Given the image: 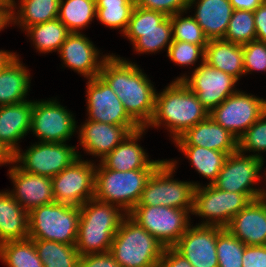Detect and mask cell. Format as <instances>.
Masks as SVG:
<instances>
[{"instance_id":"cell-1","label":"cell","mask_w":266,"mask_h":267,"mask_svg":"<svg viewBox=\"0 0 266 267\" xmlns=\"http://www.w3.org/2000/svg\"><path fill=\"white\" fill-rule=\"evenodd\" d=\"M99 76L116 93L128 115L146 128L154 115L156 90L142 69L112 54L104 60Z\"/></svg>"},{"instance_id":"cell-2","label":"cell","mask_w":266,"mask_h":267,"mask_svg":"<svg viewBox=\"0 0 266 267\" xmlns=\"http://www.w3.org/2000/svg\"><path fill=\"white\" fill-rule=\"evenodd\" d=\"M209 111L182 80L172 81L155 95V111L146 128L165 125L175 141L188 129L206 120Z\"/></svg>"},{"instance_id":"cell-3","label":"cell","mask_w":266,"mask_h":267,"mask_svg":"<svg viewBox=\"0 0 266 267\" xmlns=\"http://www.w3.org/2000/svg\"><path fill=\"white\" fill-rule=\"evenodd\" d=\"M127 213L118 206L92 198L80 206L75 247L80 254L109 252L115 234Z\"/></svg>"},{"instance_id":"cell-4","label":"cell","mask_w":266,"mask_h":267,"mask_svg":"<svg viewBox=\"0 0 266 267\" xmlns=\"http://www.w3.org/2000/svg\"><path fill=\"white\" fill-rule=\"evenodd\" d=\"M164 249V245L127 215L109 252L121 267H159Z\"/></svg>"},{"instance_id":"cell-5","label":"cell","mask_w":266,"mask_h":267,"mask_svg":"<svg viewBox=\"0 0 266 267\" xmlns=\"http://www.w3.org/2000/svg\"><path fill=\"white\" fill-rule=\"evenodd\" d=\"M155 169L117 171L101 162L95 168L94 198L118 206L127 214L138 204L145 184Z\"/></svg>"},{"instance_id":"cell-6","label":"cell","mask_w":266,"mask_h":267,"mask_svg":"<svg viewBox=\"0 0 266 267\" xmlns=\"http://www.w3.org/2000/svg\"><path fill=\"white\" fill-rule=\"evenodd\" d=\"M176 160H164L148 178L137 205L166 206L193 210L195 187L197 182L178 181L173 177Z\"/></svg>"},{"instance_id":"cell-7","label":"cell","mask_w":266,"mask_h":267,"mask_svg":"<svg viewBox=\"0 0 266 267\" xmlns=\"http://www.w3.org/2000/svg\"><path fill=\"white\" fill-rule=\"evenodd\" d=\"M80 207L53 202L28 212L30 239L75 245Z\"/></svg>"},{"instance_id":"cell-8","label":"cell","mask_w":266,"mask_h":267,"mask_svg":"<svg viewBox=\"0 0 266 267\" xmlns=\"http://www.w3.org/2000/svg\"><path fill=\"white\" fill-rule=\"evenodd\" d=\"M258 193H236L222 191L212 184L195 187L193 215L205 218L201 225L226 228L231 219L251 201Z\"/></svg>"},{"instance_id":"cell-9","label":"cell","mask_w":266,"mask_h":267,"mask_svg":"<svg viewBox=\"0 0 266 267\" xmlns=\"http://www.w3.org/2000/svg\"><path fill=\"white\" fill-rule=\"evenodd\" d=\"M123 36L132 42L139 54L155 53L164 48L168 51L173 41L170 16L135 5Z\"/></svg>"},{"instance_id":"cell-10","label":"cell","mask_w":266,"mask_h":267,"mask_svg":"<svg viewBox=\"0 0 266 267\" xmlns=\"http://www.w3.org/2000/svg\"><path fill=\"white\" fill-rule=\"evenodd\" d=\"M190 213L166 206L136 205L127 215L165 247H173L190 226Z\"/></svg>"},{"instance_id":"cell-11","label":"cell","mask_w":266,"mask_h":267,"mask_svg":"<svg viewBox=\"0 0 266 267\" xmlns=\"http://www.w3.org/2000/svg\"><path fill=\"white\" fill-rule=\"evenodd\" d=\"M75 148L68 146L66 142L38 141L25 152L21 149L15 152L14 163H19L17 166L27 173L53 178L76 159L81 158Z\"/></svg>"},{"instance_id":"cell-12","label":"cell","mask_w":266,"mask_h":267,"mask_svg":"<svg viewBox=\"0 0 266 267\" xmlns=\"http://www.w3.org/2000/svg\"><path fill=\"white\" fill-rule=\"evenodd\" d=\"M266 112V99L240 90L228 96L209 116L239 139Z\"/></svg>"},{"instance_id":"cell-13","label":"cell","mask_w":266,"mask_h":267,"mask_svg":"<svg viewBox=\"0 0 266 267\" xmlns=\"http://www.w3.org/2000/svg\"><path fill=\"white\" fill-rule=\"evenodd\" d=\"M95 168V163L78 158L51 178L55 202L80 207L94 198Z\"/></svg>"},{"instance_id":"cell-14","label":"cell","mask_w":266,"mask_h":267,"mask_svg":"<svg viewBox=\"0 0 266 267\" xmlns=\"http://www.w3.org/2000/svg\"><path fill=\"white\" fill-rule=\"evenodd\" d=\"M55 100L33 102L30 131L40 142H66L76 131V121L71 111Z\"/></svg>"},{"instance_id":"cell-15","label":"cell","mask_w":266,"mask_h":267,"mask_svg":"<svg viewBox=\"0 0 266 267\" xmlns=\"http://www.w3.org/2000/svg\"><path fill=\"white\" fill-rule=\"evenodd\" d=\"M175 80H182L197 95L209 113L228 96L238 91L234 89L238 82L236 78L205 62L199 64L191 76L182 75Z\"/></svg>"},{"instance_id":"cell-16","label":"cell","mask_w":266,"mask_h":267,"mask_svg":"<svg viewBox=\"0 0 266 267\" xmlns=\"http://www.w3.org/2000/svg\"><path fill=\"white\" fill-rule=\"evenodd\" d=\"M257 155H245L239 151L229 154L212 185L222 191L259 193L260 188H253V185L262 179L260 172L264 159L258 158Z\"/></svg>"},{"instance_id":"cell-17","label":"cell","mask_w":266,"mask_h":267,"mask_svg":"<svg viewBox=\"0 0 266 267\" xmlns=\"http://www.w3.org/2000/svg\"><path fill=\"white\" fill-rule=\"evenodd\" d=\"M88 119L119 126H139L127 113L110 86L100 77L87 81Z\"/></svg>"},{"instance_id":"cell-18","label":"cell","mask_w":266,"mask_h":267,"mask_svg":"<svg viewBox=\"0 0 266 267\" xmlns=\"http://www.w3.org/2000/svg\"><path fill=\"white\" fill-rule=\"evenodd\" d=\"M217 226H190L173 246L193 267H218Z\"/></svg>"},{"instance_id":"cell-19","label":"cell","mask_w":266,"mask_h":267,"mask_svg":"<svg viewBox=\"0 0 266 267\" xmlns=\"http://www.w3.org/2000/svg\"><path fill=\"white\" fill-rule=\"evenodd\" d=\"M81 33H70L58 54L66 67H70L88 80L99 76L101 66L108 55H102L100 58V51Z\"/></svg>"},{"instance_id":"cell-20","label":"cell","mask_w":266,"mask_h":267,"mask_svg":"<svg viewBox=\"0 0 266 267\" xmlns=\"http://www.w3.org/2000/svg\"><path fill=\"white\" fill-rule=\"evenodd\" d=\"M14 164L8 172L14 188L9 193L27 212L55 202L50 177L27 173Z\"/></svg>"},{"instance_id":"cell-21","label":"cell","mask_w":266,"mask_h":267,"mask_svg":"<svg viewBox=\"0 0 266 267\" xmlns=\"http://www.w3.org/2000/svg\"><path fill=\"white\" fill-rule=\"evenodd\" d=\"M140 128V126H119L85 120L78 129L80 145L86 153L98 156L101 161L131 132Z\"/></svg>"},{"instance_id":"cell-22","label":"cell","mask_w":266,"mask_h":267,"mask_svg":"<svg viewBox=\"0 0 266 267\" xmlns=\"http://www.w3.org/2000/svg\"><path fill=\"white\" fill-rule=\"evenodd\" d=\"M146 128L131 132L101 162L107 169L131 171L137 169H156L164 160H149L147 153L137 143Z\"/></svg>"},{"instance_id":"cell-23","label":"cell","mask_w":266,"mask_h":267,"mask_svg":"<svg viewBox=\"0 0 266 267\" xmlns=\"http://www.w3.org/2000/svg\"><path fill=\"white\" fill-rule=\"evenodd\" d=\"M174 143L201 146L225 152L228 155L238 151V139L210 116L188 129Z\"/></svg>"},{"instance_id":"cell-24","label":"cell","mask_w":266,"mask_h":267,"mask_svg":"<svg viewBox=\"0 0 266 267\" xmlns=\"http://www.w3.org/2000/svg\"><path fill=\"white\" fill-rule=\"evenodd\" d=\"M226 229L248 246L266 245V204L251 201L230 221Z\"/></svg>"},{"instance_id":"cell-25","label":"cell","mask_w":266,"mask_h":267,"mask_svg":"<svg viewBox=\"0 0 266 267\" xmlns=\"http://www.w3.org/2000/svg\"><path fill=\"white\" fill-rule=\"evenodd\" d=\"M33 102L0 106V142L13 153L20 149L18 141L30 132Z\"/></svg>"},{"instance_id":"cell-26","label":"cell","mask_w":266,"mask_h":267,"mask_svg":"<svg viewBox=\"0 0 266 267\" xmlns=\"http://www.w3.org/2000/svg\"><path fill=\"white\" fill-rule=\"evenodd\" d=\"M194 4L197 8L193 17L202 28L208 40L223 39L233 13V7L230 1L189 0L187 10L193 8Z\"/></svg>"},{"instance_id":"cell-27","label":"cell","mask_w":266,"mask_h":267,"mask_svg":"<svg viewBox=\"0 0 266 267\" xmlns=\"http://www.w3.org/2000/svg\"><path fill=\"white\" fill-rule=\"evenodd\" d=\"M15 55L0 68V106L27 101L30 72Z\"/></svg>"},{"instance_id":"cell-28","label":"cell","mask_w":266,"mask_h":267,"mask_svg":"<svg viewBox=\"0 0 266 267\" xmlns=\"http://www.w3.org/2000/svg\"><path fill=\"white\" fill-rule=\"evenodd\" d=\"M28 212L12 197L8 190L0 191V244L27 239Z\"/></svg>"},{"instance_id":"cell-29","label":"cell","mask_w":266,"mask_h":267,"mask_svg":"<svg viewBox=\"0 0 266 267\" xmlns=\"http://www.w3.org/2000/svg\"><path fill=\"white\" fill-rule=\"evenodd\" d=\"M204 62L237 80L244 73L242 45L223 39H210L205 48Z\"/></svg>"},{"instance_id":"cell-30","label":"cell","mask_w":266,"mask_h":267,"mask_svg":"<svg viewBox=\"0 0 266 267\" xmlns=\"http://www.w3.org/2000/svg\"><path fill=\"white\" fill-rule=\"evenodd\" d=\"M59 3L60 0H20L17 8L14 1L11 24L23 27L25 31L33 25L54 20L58 18Z\"/></svg>"},{"instance_id":"cell-31","label":"cell","mask_w":266,"mask_h":267,"mask_svg":"<svg viewBox=\"0 0 266 267\" xmlns=\"http://www.w3.org/2000/svg\"><path fill=\"white\" fill-rule=\"evenodd\" d=\"M179 150L184 153L186 158L193 164L192 166L203 177L210 180L208 184H212L220 170L222 169L228 154L218 150H212L195 145H176Z\"/></svg>"},{"instance_id":"cell-32","label":"cell","mask_w":266,"mask_h":267,"mask_svg":"<svg viewBox=\"0 0 266 267\" xmlns=\"http://www.w3.org/2000/svg\"><path fill=\"white\" fill-rule=\"evenodd\" d=\"M25 31L32 40L34 48L44 54L52 51L59 52L61 45L71 33L58 18L33 25Z\"/></svg>"},{"instance_id":"cell-33","label":"cell","mask_w":266,"mask_h":267,"mask_svg":"<svg viewBox=\"0 0 266 267\" xmlns=\"http://www.w3.org/2000/svg\"><path fill=\"white\" fill-rule=\"evenodd\" d=\"M96 11V0H60L58 19L71 33H80L94 20Z\"/></svg>"},{"instance_id":"cell-34","label":"cell","mask_w":266,"mask_h":267,"mask_svg":"<svg viewBox=\"0 0 266 267\" xmlns=\"http://www.w3.org/2000/svg\"><path fill=\"white\" fill-rule=\"evenodd\" d=\"M44 267H78L80 254L75 245L32 239Z\"/></svg>"},{"instance_id":"cell-35","label":"cell","mask_w":266,"mask_h":267,"mask_svg":"<svg viewBox=\"0 0 266 267\" xmlns=\"http://www.w3.org/2000/svg\"><path fill=\"white\" fill-rule=\"evenodd\" d=\"M0 259L8 267H44L30 238L0 244Z\"/></svg>"},{"instance_id":"cell-36","label":"cell","mask_w":266,"mask_h":267,"mask_svg":"<svg viewBox=\"0 0 266 267\" xmlns=\"http://www.w3.org/2000/svg\"><path fill=\"white\" fill-rule=\"evenodd\" d=\"M134 7V0H96V18L111 29L120 28L124 34Z\"/></svg>"},{"instance_id":"cell-37","label":"cell","mask_w":266,"mask_h":267,"mask_svg":"<svg viewBox=\"0 0 266 267\" xmlns=\"http://www.w3.org/2000/svg\"><path fill=\"white\" fill-rule=\"evenodd\" d=\"M245 244L226 228L217 226L216 253L218 267H242Z\"/></svg>"},{"instance_id":"cell-38","label":"cell","mask_w":266,"mask_h":267,"mask_svg":"<svg viewBox=\"0 0 266 267\" xmlns=\"http://www.w3.org/2000/svg\"><path fill=\"white\" fill-rule=\"evenodd\" d=\"M223 40L240 45L255 41L256 28L254 22V12L233 10L227 32Z\"/></svg>"},{"instance_id":"cell-39","label":"cell","mask_w":266,"mask_h":267,"mask_svg":"<svg viewBox=\"0 0 266 267\" xmlns=\"http://www.w3.org/2000/svg\"><path fill=\"white\" fill-rule=\"evenodd\" d=\"M183 13L180 12L170 16L173 40L200 45L205 49L209 40L204 35L202 28L193 16L184 17Z\"/></svg>"},{"instance_id":"cell-40","label":"cell","mask_w":266,"mask_h":267,"mask_svg":"<svg viewBox=\"0 0 266 267\" xmlns=\"http://www.w3.org/2000/svg\"><path fill=\"white\" fill-rule=\"evenodd\" d=\"M238 151L257 152V157L264 159L259 152L266 151V112L238 139Z\"/></svg>"},{"instance_id":"cell-41","label":"cell","mask_w":266,"mask_h":267,"mask_svg":"<svg viewBox=\"0 0 266 267\" xmlns=\"http://www.w3.org/2000/svg\"><path fill=\"white\" fill-rule=\"evenodd\" d=\"M167 56L179 66H192L200 57L201 63H204L205 49L200 45L173 40L168 48Z\"/></svg>"},{"instance_id":"cell-42","label":"cell","mask_w":266,"mask_h":267,"mask_svg":"<svg viewBox=\"0 0 266 267\" xmlns=\"http://www.w3.org/2000/svg\"><path fill=\"white\" fill-rule=\"evenodd\" d=\"M244 73L266 71V43L255 40L243 44Z\"/></svg>"},{"instance_id":"cell-43","label":"cell","mask_w":266,"mask_h":267,"mask_svg":"<svg viewBox=\"0 0 266 267\" xmlns=\"http://www.w3.org/2000/svg\"><path fill=\"white\" fill-rule=\"evenodd\" d=\"M135 5L150 10L160 11L167 16L187 11L189 0H134Z\"/></svg>"},{"instance_id":"cell-44","label":"cell","mask_w":266,"mask_h":267,"mask_svg":"<svg viewBox=\"0 0 266 267\" xmlns=\"http://www.w3.org/2000/svg\"><path fill=\"white\" fill-rule=\"evenodd\" d=\"M242 267H266V245L245 246Z\"/></svg>"},{"instance_id":"cell-45","label":"cell","mask_w":266,"mask_h":267,"mask_svg":"<svg viewBox=\"0 0 266 267\" xmlns=\"http://www.w3.org/2000/svg\"><path fill=\"white\" fill-rule=\"evenodd\" d=\"M78 267H121L110 252L82 255Z\"/></svg>"},{"instance_id":"cell-46","label":"cell","mask_w":266,"mask_h":267,"mask_svg":"<svg viewBox=\"0 0 266 267\" xmlns=\"http://www.w3.org/2000/svg\"><path fill=\"white\" fill-rule=\"evenodd\" d=\"M159 267H193L174 247H165Z\"/></svg>"},{"instance_id":"cell-47","label":"cell","mask_w":266,"mask_h":267,"mask_svg":"<svg viewBox=\"0 0 266 267\" xmlns=\"http://www.w3.org/2000/svg\"><path fill=\"white\" fill-rule=\"evenodd\" d=\"M256 40L266 43V0L254 11Z\"/></svg>"},{"instance_id":"cell-48","label":"cell","mask_w":266,"mask_h":267,"mask_svg":"<svg viewBox=\"0 0 266 267\" xmlns=\"http://www.w3.org/2000/svg\"><path fill=\"white\" fill-rule=\"evenodd\" d=\"M233 10H246L254 12L265 0H229Z\"/></svg>"},{"instance_id":"cell-49","label":"cell","mask_w":266,"mask_h":267,"mask_svg":"<svg viewBox=\"0 0 266 267\" xmlns=\"http://www.w3.org/2000/svg\"><path fill=\"white\" fill-rule=\"evenodd\" d=\"M14 163V153L0 142V166Z\"/></svg>"},{"instance_id":"cell-50","label":"cell","mask_w":266,"mask_h":267,"mask_svg":"<svg viewBox=\"0 0 266 267\" xmlns=\"http://www.w3.org/2000/svg\"><path fill=\"white\" fill-rule=\"evenodd\" d=\"M11 23V15L2 7H0V31L9 26Z\"/></svg>"},{"instance_id":"cell-51","label":"cell","mask_w":266,"mask_h":267,"mask_svg":"<svg viewBox=\"0 0 266 267\" xmlns=\"http://www.w3.org/2000/svg\"><path fill=\"white\" fill-rule=\"evenodd\" d=\"M16 54L14 52L0 50V68H2Z\"/></svg>"},{"instance_id":"cell-52","label":"cell","mask_w":266,"mask_h":267,"mask_svg":"<svg viewBox=\"0 0 266 267\" xmlns=\"http://www.w3.org/2000/svg\"><path fill=\"white\" fill-rule=\"evenodd\" d=\"M15 0H0V7L4 8L10 15L12 14Z\"/></svg>"},{"instance_id":"cell-53","label":"cell","mask_w":266,"mask_h":267,"mask_svg":"<svg viewBox=\"0 0 266 267\" xmlns=\"http://www.w3.org/2000/svg\"><path fill=\"white\" fill-rule=\"evenodd\" d=\"M265 175H266V173H265ZM257 200L261 203L266 204V190L265 189H261V188L259 189Z\"/></svg>"}]
</instances>
